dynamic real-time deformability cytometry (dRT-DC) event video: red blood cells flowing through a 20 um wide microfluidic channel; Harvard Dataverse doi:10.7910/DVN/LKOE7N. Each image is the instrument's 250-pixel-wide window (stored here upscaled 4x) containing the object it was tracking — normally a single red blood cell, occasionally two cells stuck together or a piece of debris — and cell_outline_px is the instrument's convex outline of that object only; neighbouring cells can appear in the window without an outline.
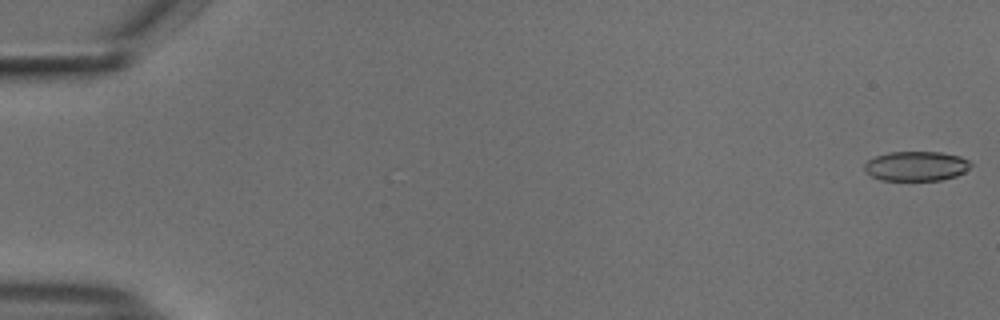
{"species": "common noctule bat (a hibernating species)", "species_latin": "Nyctalus noctula", "temperature_condition": "cold", "stored_images_in_passage": 55, "camera_frame_rate_fps": 3000, "um_per_image_px": 0.085, "animal": {"sex": "male", "body_mass_g": 18.8}, "frame": {"image": 1, "passage_image": 1, "time_ms": 0.0, "image_size_px": [1000, 320], "cell_outline_px": [[972, 164], [964, 172], [956, 176], [940, 180], [880, 180], [864, 172], [864, 164], [868, 160], [876, 156], [888, 152], [940, 152], [960, 156], [968, 160]], "centroid_in_image_um": [77.85, 14.12], "position_along_channel_um": 7.1, "area_um2": 18.38}}
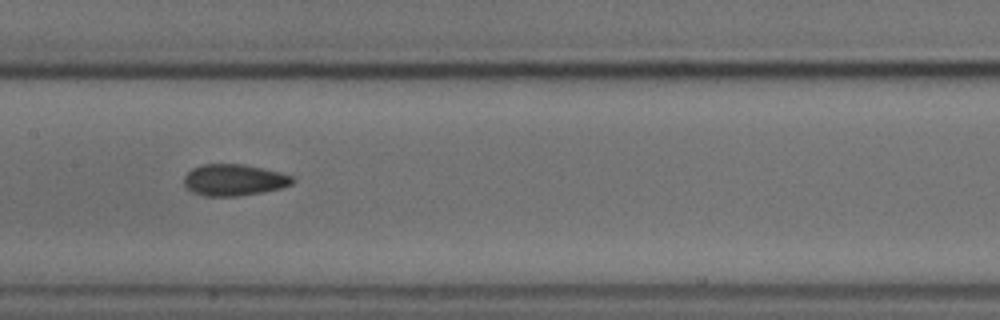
{"frame": {"image": 2, "passage_image": 28, "time_ms": 9.0, "image_size_px": [1000, 320], "cell_outline_px": [[296, 180], [292, 184], [280, 188], [260, 192], [236, 196], [204, 196], [192, 192], [184, 188], [184, 176], [192, 168], [204, 164], [244, 164], [280, 172], [292, 176]], "centroid_in_image_um": [19.86, 15.29], "position_along_channel_um": 187.5, "area_um2": 19.94}}
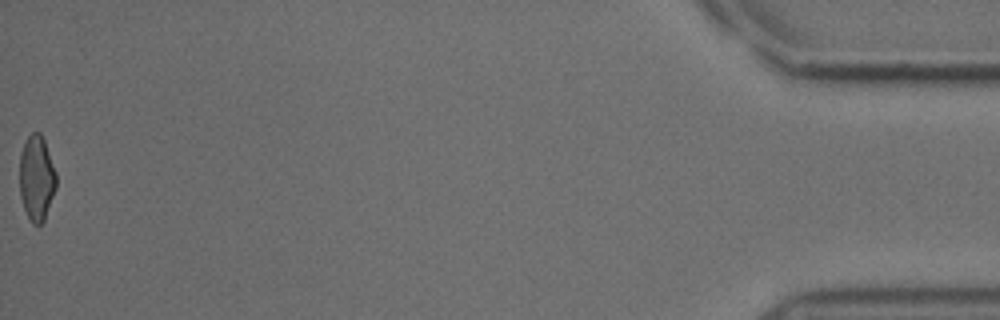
{"frame": {"image": 3, "passage_image": 55, "time_ms": 18.0, "image_size_px": [1000, 320], "cell_outline_px": [[56, 188], [44, 220], [40, 224], [32, 224], [24, 208], [20, 196], [20, 152], [28, 136], [32, 132], [40, 132], [44, 140], [56, 172]], "centroid_in_image_um": [3.11, 15.13], "position_along_channel_um": 432.1, "area_um2": 18.09}, "authors_computed_cell_mechanics": {"area_um2": 19.5942, "velocity_mm_per_s": 3.743, "shape_relaxation_time_tau1_ms": 8.3365, "shape_relaxation_time_tau2_ms": 1.5901, "deformation_change_tau1": 0.1566, "deformation_change_tau2": 0.0584}}